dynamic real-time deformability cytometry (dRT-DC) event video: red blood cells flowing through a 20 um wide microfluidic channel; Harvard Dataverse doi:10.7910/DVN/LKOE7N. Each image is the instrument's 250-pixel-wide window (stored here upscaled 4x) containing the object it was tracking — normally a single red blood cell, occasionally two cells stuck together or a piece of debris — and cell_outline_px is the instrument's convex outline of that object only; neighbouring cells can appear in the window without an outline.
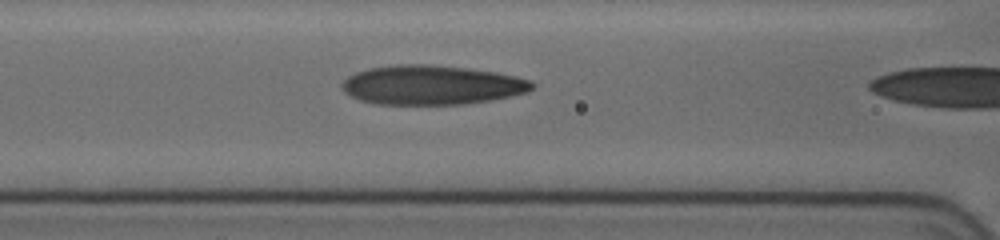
{"species": "human", "species_latin": "Homo sapiens", "temperature_condition": "cold", "stored_images_in_passage": 28, "camera_frame_rate_fps": 3000, "um_per_image_px": 0.085, "donor": {"sex": "female"}, "frame": {"image": 1, "passage_image": 27, "time_ms": 8.667, "image_size_px": [1000, 240], "cell_outline_px": [[536, 84], [528, 92], [488, 100], [460, 104], [376, 104], [360, 100], [344, 92], [340, 84], [348, 76], [356, 72], [368, 68], [396, 64], [428, 64], [464, 68], [496, 72], [516, 76], [528, 80]], "centroid_in_image_um": [36.65, 7.22], "position_along_channel_um": 130.0, "area_um2": 43.35}}